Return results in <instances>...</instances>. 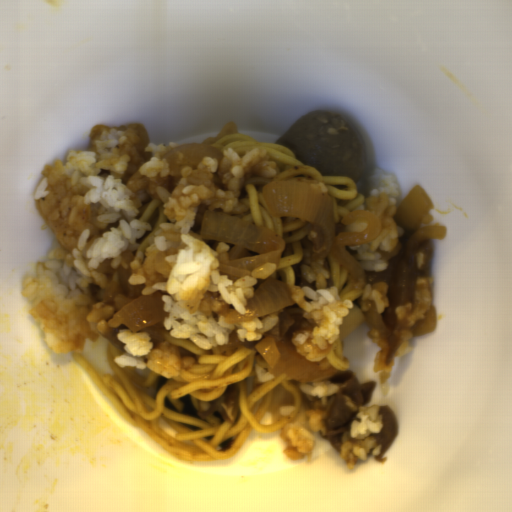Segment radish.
<instances>
[{
    "mask_svg": "<svg viewBox=\"0 0 512 512\" xmlns=\"http://www.w3.org/2000/svg\"><path fill=\"white\" fill-rule=\"evenodd\" d=\"M365 319L366 315L360 307L353 305L348 309L347 315L343 316L342 324L338 328L341 340L352 334Z\"/></svg>",
    "mask_w": 512,
    "mask_h": 512,
    "instance_id": "1",
    "label": "radish"
}]
</instances>
